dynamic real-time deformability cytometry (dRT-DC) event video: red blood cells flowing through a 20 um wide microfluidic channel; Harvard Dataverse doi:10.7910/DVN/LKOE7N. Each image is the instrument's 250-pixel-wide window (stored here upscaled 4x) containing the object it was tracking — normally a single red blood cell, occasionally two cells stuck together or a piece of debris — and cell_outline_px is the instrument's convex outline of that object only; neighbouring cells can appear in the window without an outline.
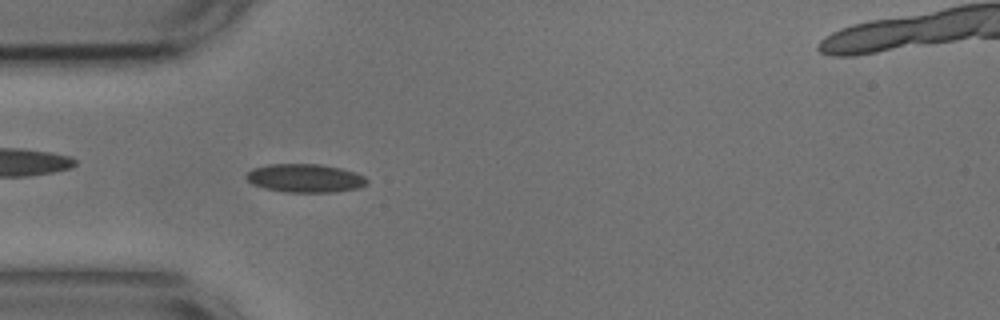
{"species": "common noctule bat (a hibernating species)", "species_latin": "Nyctalus noctula", "temperature_condition": "cold", "stored_images_in_passage": 47, "camera_frame_rate_fps": 3000, "um_per_image_px": 0.085, "animal": {"sex": "male", "body_mass_g": 17.9, "forearm_length_mm": 54.2}, "frame": {"image": 1, "passage_image": 7, "time_ms": 2.0, "image_size_px": [1000, 320], "cell_outline_px": [[368, 184], [360, 188], [336, 192], [284, 192], [264, 188], [252, 184], [244, 176], [252, 168], [268, 164], [320, 164], [340, 168], [364, 176], [368, 180]], "centroid_in_image_um": [25.92, 15.15], "position_along_channel_um": 59.1, "area_um2": 20.11}}
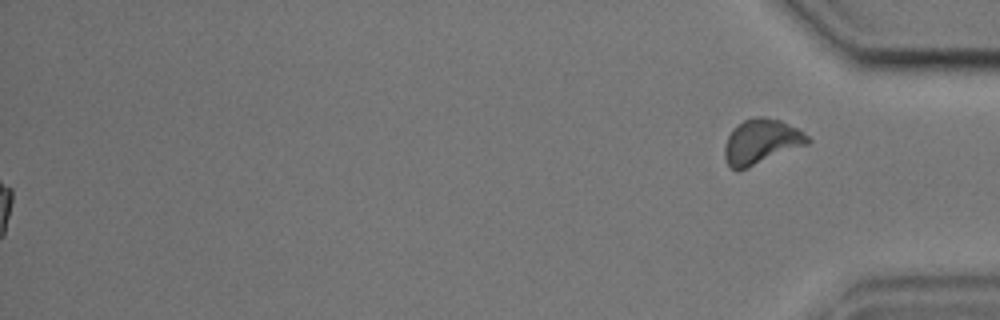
{"frame": {"image": 2, "passage_image": 47, "time_ms": 15.333, "image_size_px": [1000, 320], "cell_outline_px": [[812, 140], [808, 144], [740, 172], [736, 172], [728, 164], [724, 156], [724, 144], [732, 128], [744, 120], [760, 116], [764, 116], [780, 120], [804, 132]], "centroid_in_image_um": [64.69, 12.07], "position_along_channel_um": 370.5, "area_um2": 22.08}, "authors_computed_cell_mechanics": {"area_um2": 18.9584, "velocity_mm_per_s": 3.6484, "shape_relaxation_time_tau1_ms": null, "shape_relaxation_time_tau2_ms": 6.1575, "deformation_change_tau1": null, "deformation_change_tau2": 0.0999}}